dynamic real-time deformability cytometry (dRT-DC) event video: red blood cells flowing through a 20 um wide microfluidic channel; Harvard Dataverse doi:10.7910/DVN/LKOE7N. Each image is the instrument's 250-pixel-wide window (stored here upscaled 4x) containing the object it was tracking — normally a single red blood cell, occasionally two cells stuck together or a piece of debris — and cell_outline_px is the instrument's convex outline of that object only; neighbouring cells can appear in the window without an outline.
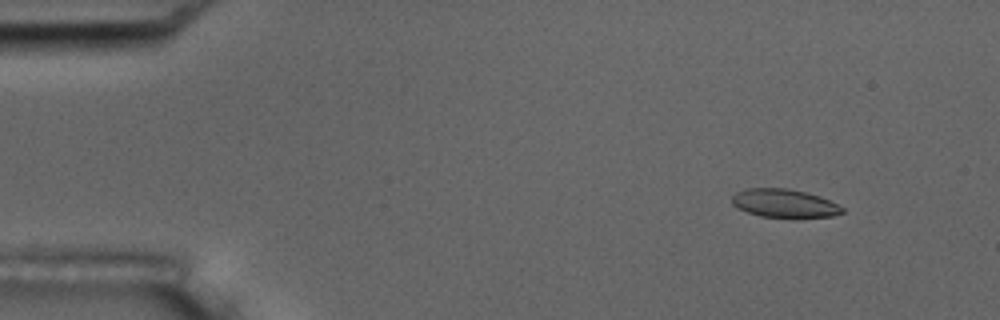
{"species": "common noctule bat (a hibernating species)", "species_latin": "Nyctalus noctula", "temperature_condition": "room temperature", "stored_images_in_passage": 4, "camera_frame_rate_fps": 3000, "um_per_image_px": 0.085, "animal": {"sex": "male", "body_mass_g": 17.5, "forearm_length_mm": 52.3}, "frame": {"image": 1, "passage_image": 1, "time_ms": 0.0, "image_size_px": [1000, 320], "cell_outline_px": [[844, 212], [832, 216], [796, 220], [760, 216], [736, 208], [732, 204], [732, 196], [736, 192], [748, 188], [788, 188], [820, 196], [844, 208]], "centroid_in_image_um": [66.68, 17.32], "position_along_channel_um": 18.3, "area_um2": 18.84}}
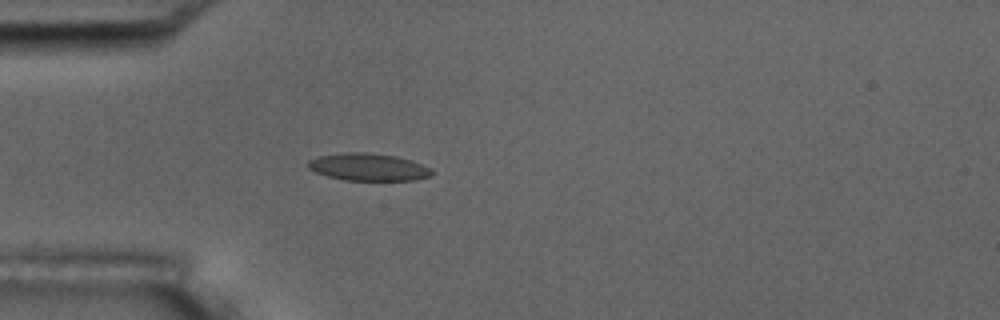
{"frame": {"image": 2, "passage_image": 4, "time_ms": 3.333, "image_size_px": [1000, 320], "cell_outline_px": [[432, 176], [416, 180], [344, 180], [328, 176], [316, 172], [308, 168], [308, 160], [320, 156], [344, 152], [368, 152], [396, 156], [412, 160], [432, 168]], "centroid_in_image_um": [31.34, 14.19], "position_along_channel_um": 53.7, "area_um2": 19.83}}